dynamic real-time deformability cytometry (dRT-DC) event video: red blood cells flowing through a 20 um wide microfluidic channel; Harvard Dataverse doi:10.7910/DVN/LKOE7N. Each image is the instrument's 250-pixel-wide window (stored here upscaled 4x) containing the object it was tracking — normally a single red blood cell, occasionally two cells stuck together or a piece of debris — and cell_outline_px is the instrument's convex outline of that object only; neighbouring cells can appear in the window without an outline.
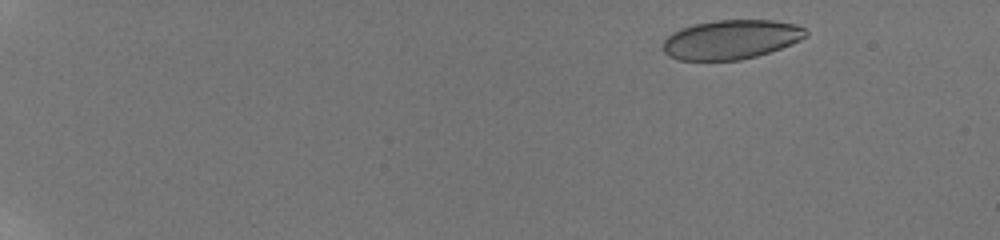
{"species": "human", "species_latin": "Homo sapiens", "temperature_condition": "room temperature", "stored_images_in_passage": 21, "camera_frame_rate_fps": 3000, "um_per_image_px": 0.085, "donor": {"sex": "male"}, "frame": {"image": 1, "passage_image": 2, "time_ms": 1.333, "image_size_px": [1000, 240], "cell_outline_px": [[808, 36], [792, 44], [756, 56], [740, 60], [680, 60], [668, 56], [660, 48], [664, 40], [672, 32], [696, 24], [716, 20], [772, 20], [796, 24], [804, 28], [808, 32]], "centroid_in_image_um": [62.14, 3.36], "position_along_channel_um": 22.9, "area_um2": 32.71}}
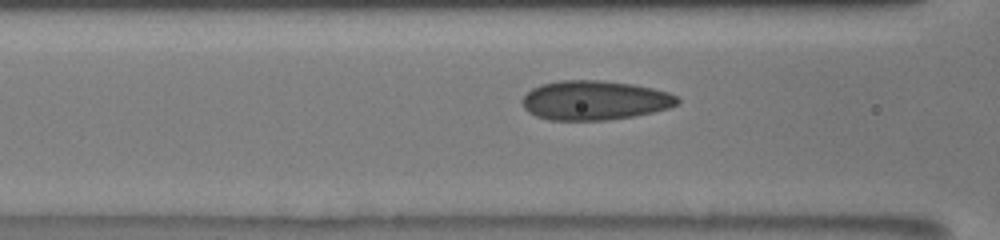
{"frame": {"image": 2, "passage_image": 16, "time_ms": 8.0, "image_size_px": [1000, 240], "cell_outline_px": [[680, 104], [668, 108], [652, 112], [632, 116], [608, 120], [548, 120], [536, 116], [528, 112], [524, 108], [520, 100], [532, 88], [540, 84], [560, 80], [600, 80], [632, 84], [652, 88], [668, 92], [676, 96], [680, 100]], "centroid_in_image_um": [50.52, 8.52], "position_along_channel_um": 116.1, "area_um2": 35.72}}
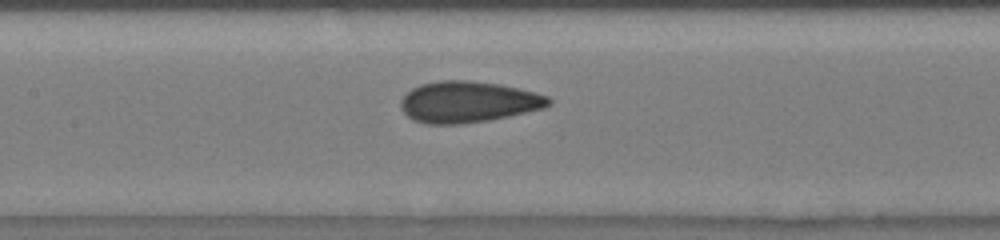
{"frame": {"image": 3, "passage_image": 19, "time_ms": 9.333, "image_size_px": [1000, 240], "cell_outline_px": [[552, 104], [544, 108], [508, 116], [488, 120], [460, 124], [428, 124], [412, 120], [400, 108], [400, 100], [412, 88], [420, 84], [436, 80], [468, 80], [500, 84], [536, 92], [548, 96], [552, 100]], "centroid_in_image_um": [39.79, 8.66], "position_along_channel_um": 167.6, "area_um2": 35.72}}